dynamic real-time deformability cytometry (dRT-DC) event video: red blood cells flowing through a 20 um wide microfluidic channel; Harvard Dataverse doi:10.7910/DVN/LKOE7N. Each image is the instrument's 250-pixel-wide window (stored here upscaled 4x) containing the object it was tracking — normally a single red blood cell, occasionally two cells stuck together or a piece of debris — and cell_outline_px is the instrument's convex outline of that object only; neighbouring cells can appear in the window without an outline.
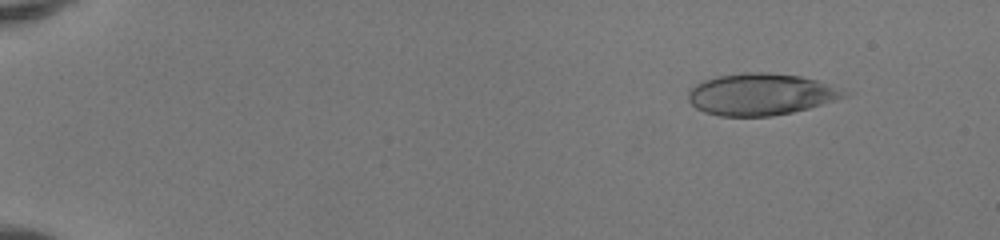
{"species": "human", "species_latin": "Homo sapiens", "temperature_condition": "room temperature", "stored_images_in_passage": 52, "camera_frame_rate_fps": 3000, "um_per_image_px": 0.085, "donor": {"sex": "female"}, "frame": {"image": 1, "passage_image": 7, "time_ms": 2.0, "image_size_px": [1000, 240], "cell_outline_px": [[848, 96], [808, 108], [792, 112], [772, 116], [720, 116], [704, 112], [696, 108], [688, 100], [688, 92], [700, 80], [716, 76], [740, 72], [768, 72], [800, 76], [816, 80], [848, 92]], "centroid_in_image_um": [64.62, 8.01], "position_along_channel_um": 20.4, "area_um2": 37.92}}
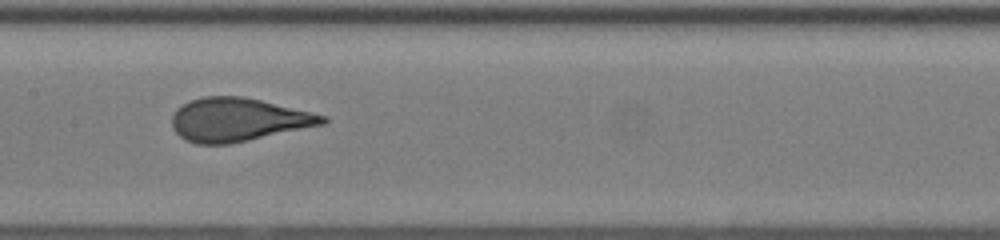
{"frame": {"image": 2, "passage_image": 29, "time_ms": 9.333, "image_size_px": [1000, 240], "cell_outline_px": [[328, 124], [228, 144], [196, 144], [184, 140], [172, 128], [172, 116], [176, 108], [192, 100], [204, 96], [240, 96], [260, 100], [328, 116]], "centroid_in_image_um": [20.25, 10.18], "position_along_channel_um": 187.1, "area_um2": 38.09}}
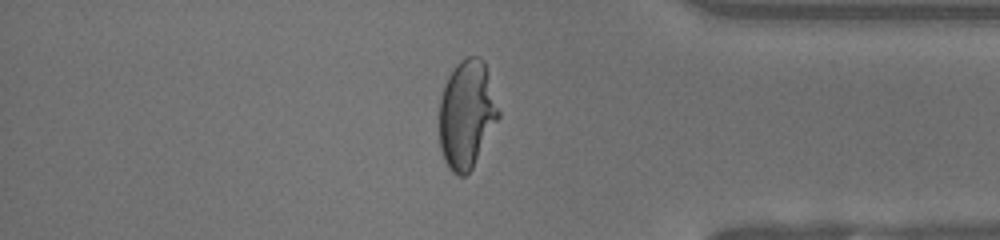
{"frame": {"image": 3, "passage_image": 45, "time_ms": 14.667, "image_size_px": [1000, 240], "cell_outline_px": [[500, 116], [472, 168], [464, 176], [460, 176], [452, 172], [448, 168], [444, 160], [440, 148], [440, 100], [444, 84], [448, 76], [456, 64], [460, 60], [468, 56], [480, 56], [484, 60], [488, 72], [500, 112]], "centroid_in_image_um": [39.67, 9.7], "position_along_channel_um": 395.5, "area_um2": 37.34}, "authors_computed_cell_mechanics": {"area_um2": 37.8012, "velocity_mm_per_s": 4.1645, "shape_relaxation_time_tau1_ms": 7.8547, "shape_relaxation_time_tau2_ms": null, "deformation_change_tau1": 0.3174, "deformation_change_tau2": null}}